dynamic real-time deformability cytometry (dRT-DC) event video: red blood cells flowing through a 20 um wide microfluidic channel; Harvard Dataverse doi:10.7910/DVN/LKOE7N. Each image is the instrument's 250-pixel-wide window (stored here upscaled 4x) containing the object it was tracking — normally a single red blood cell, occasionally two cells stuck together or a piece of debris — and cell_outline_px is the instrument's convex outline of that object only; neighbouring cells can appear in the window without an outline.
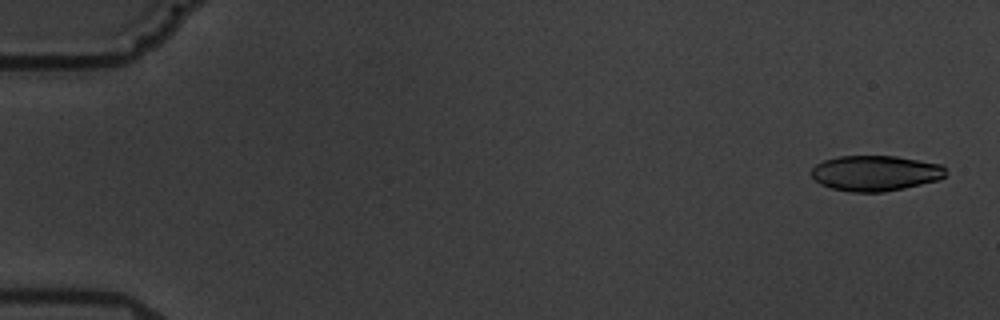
{"species": "common noctule bat (a hibernating species)", "species_latin": "Nyctalus noctula", "temperature_condition": "warm", "stored_images_in_passage": 6, "camera_frame_rate_fps": 3000, "um_per_image_px": 0.085, "animal": {"sex": "male", "body_mass_g": 19.5, "forearm_length_mm": 54.6}, "frame": {"image": 1, "passage_image": 1, "time_ms": 0.0, "image_size_px": [1000, 320], "cell_outline_px": [[948, 172], [940, 180], [904, 188], [884, 192], [848, 192], [832, 188], [820, 184], [812, 176], [812, 168], [816, 164], [824, 160], [840, 156], [896, 156], [940, 164]], "centroid_in_image_um": [74.42, 14.72], "position_along_channel_um": 10.6, "area_um2": 27.8}}
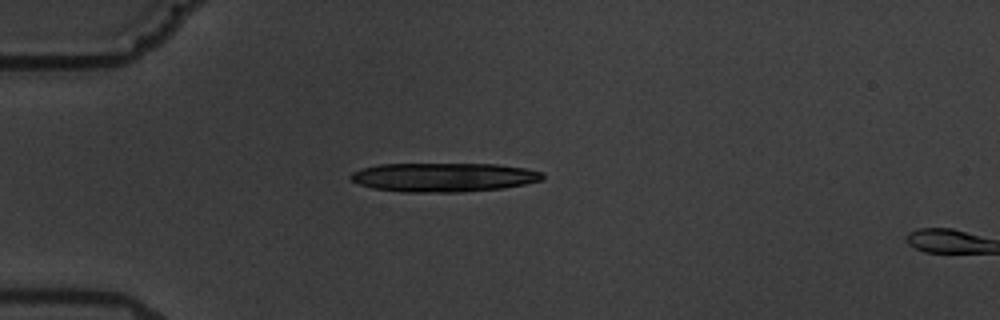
{"frame": {"image": 2, "passage_image": 5, "time_ms": 4.667, "image_size_px": [1000, 320], "cell_outline_px": [[544, 180], [504, 188], [460, 192], [404, 192], [372, 188], [360, 184], [352, 180], [348, 176], [352, 172], [360, 168], [380, 164], [500, 164], [524, 168], [544, 172]], "centroid_in_image_um": [37.72, 15.06], "position_along_channel_um": 47.3, "area_um2": 32.6}}